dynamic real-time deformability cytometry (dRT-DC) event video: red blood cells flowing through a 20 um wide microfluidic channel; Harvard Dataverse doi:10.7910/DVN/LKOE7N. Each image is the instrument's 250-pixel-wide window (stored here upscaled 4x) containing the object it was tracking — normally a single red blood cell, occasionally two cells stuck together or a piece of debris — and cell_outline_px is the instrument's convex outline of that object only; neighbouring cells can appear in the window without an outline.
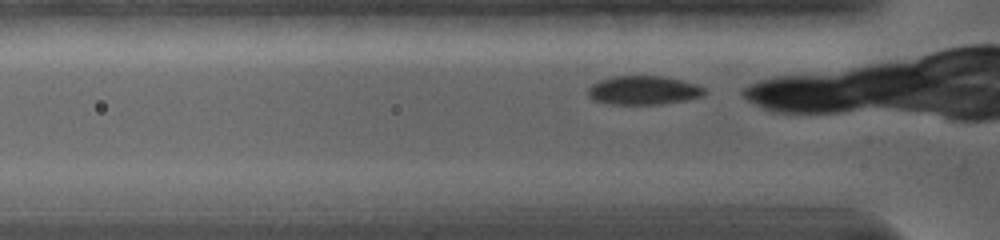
{"species": "common noctule bat (a hibernating species)", "species_latin": "Nyctalus noctula", "temperature_condition": "warm", "stored_images_in_passage": 54, "camera_frame_rate_fps": 5000, "um_per_image_px": 0.085, "animal": {"sex": "female", "body_mass_g": 19.0, "forearm_length_mm": 56.7}, "frame": {"image": 1, "passage_image": 2, "time_ms": 0.2, "image_size_px": [1000, 240], "cell_outline_px": [[704, 92], [700, 96], [684, 100], [660, 104], [612, 104], [596, 100], [588, 92], [588, 88], [592, 84], [600, 80], [616, 76], [664, 76], [696, 84], [704, 88]], "centroid_in_image_um": [54.7, 7.66], "position_along_channel_um": 71.1, "area_um2": 19.07}}
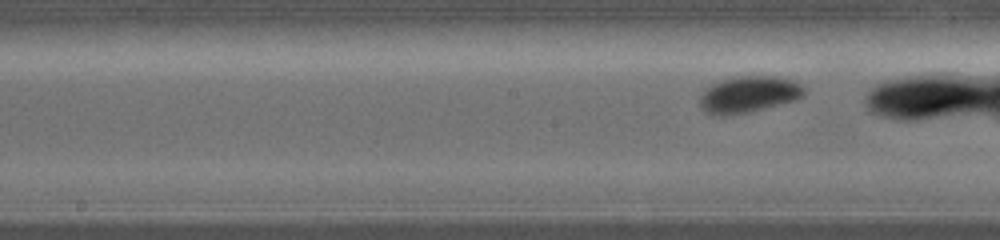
{"frame": {"image": 2, "passage_image": 16, "time_ms": 3.2, "image_size_px": [1000, 240], "cell_outline_px": [[804, 92], [800, 96], [792, 100], [744, 112], [724, 116], [716, 116], [704, 112], [700, 104], [700, 100], [704, 92], [712, 84], [724, 80], [740, 76], [772, 76], [788, 80], [804, 88]], "centroid_in_image_um": [63.55, 8.03], "position_along_channel_um": 184.7, "area_um2": 21.04}}
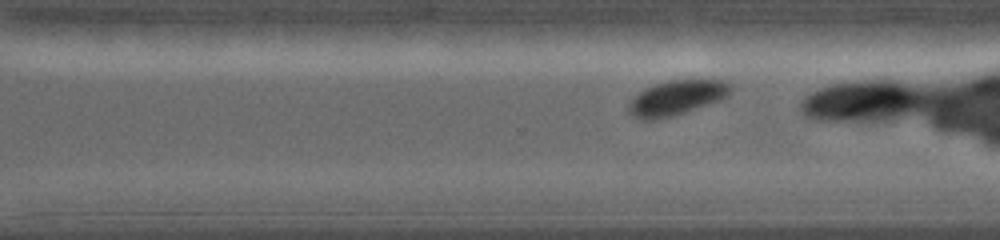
{"frame": {"image": 3, "passage_image": 36, "time_ms": 6.6, "image_size_px": [1000, 240], "cell_outline_px": [[732, 92], [716, 100], [684, 112], [652, 120], [644, 120], [632, 116], [628, 112], [628, 104], [640, 92], [656, 84], [672, 80], [720, 80], [728, 84], [732, 88]], "centroid_in_image_um": [57.46, 8.31], "position_along_channel_um": 313.1, "area_um2": 19.77}}